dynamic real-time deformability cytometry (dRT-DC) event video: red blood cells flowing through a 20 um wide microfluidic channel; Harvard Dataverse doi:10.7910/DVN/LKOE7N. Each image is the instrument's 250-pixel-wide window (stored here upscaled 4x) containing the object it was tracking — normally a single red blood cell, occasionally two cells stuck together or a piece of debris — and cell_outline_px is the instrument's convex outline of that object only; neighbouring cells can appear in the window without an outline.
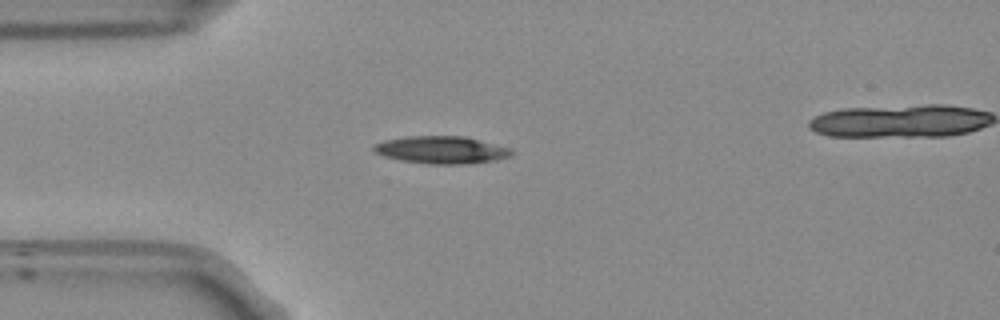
{"species": "Egyptian fruit bat (a non-hibernating species)", "species_latin": "Rousettus aegyptiacus", "temperature_condition": "room temperature", "stored_images_in_passage": 37, "camera_frame_rate_fps": 3000, "um_per_image_px": 0.085, "frame": {"image": 1, "passage_image": 1, "time_ms": 0.0, "image_size_px": [1000, 320], "cell_outline_px": [[516, 152], [512, 156], [496, 160], [460, 164], [428, 164], [400, 160], [384, 156], [376, 152], [372, 148], [376, 144], [384, 140], [408, 136], [464, 136], [508, 148]], "centroid_in_image_um": [37.52, 12.74], "position_along_channel_um": 47.5, "area_um2": 21.85}}
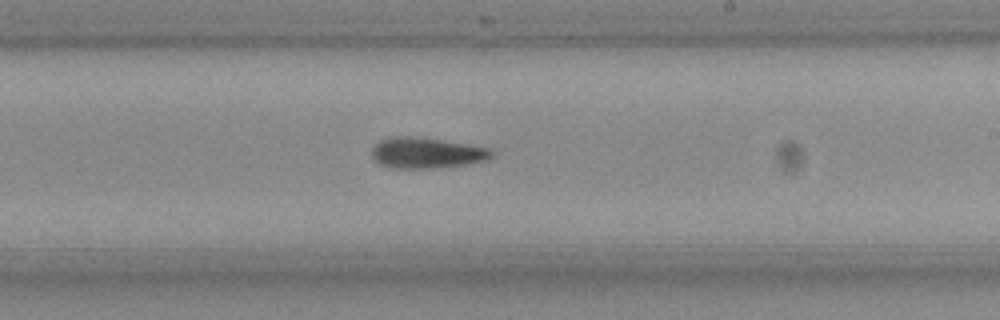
{"frame": {"image": 2, "passage_image": 18, "time_ms": 5.667, "image_size_px": [1000, 320], "cell_outline_px": [[496, 156], [488, 160], [468, 164], [432, 168], [392, 168], [380, 164], [372, 156], [372, 148], [380, 140], [396, 136], [420, 136], [492, 148], [496, 152]], "centroid_in_image_um": [36.34, 12.99], "position_along_channel_um": 252.7, "area_um2": 21.85}}
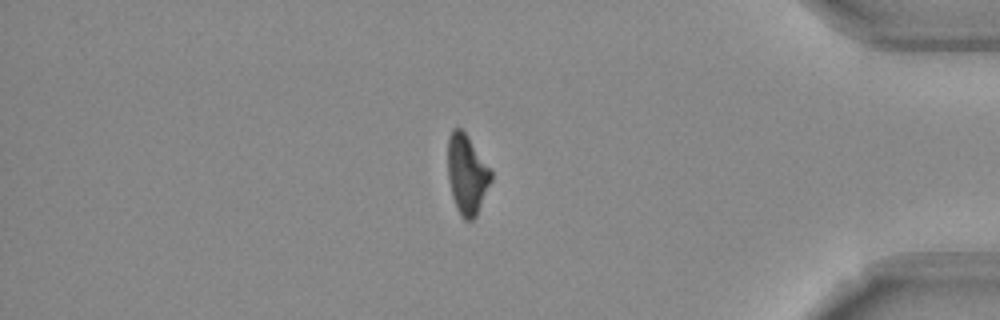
{"frame": {"image": 3, "passage_image": 32, "time_ms": 10.333, "image_size_px": [1000, 320], "cell_outline_px": [[492, 180], [476, 216], [472, 220], [464, 220], [456, 208], [452, 196], [448, 176], [448, 136], [452, 128], [460, 128], [468, 136], [492, 168]], "centroid_in_image_um": [39.71, 14.8], "position_along_channel_um": 395.5, "area_um2": 20.29}}